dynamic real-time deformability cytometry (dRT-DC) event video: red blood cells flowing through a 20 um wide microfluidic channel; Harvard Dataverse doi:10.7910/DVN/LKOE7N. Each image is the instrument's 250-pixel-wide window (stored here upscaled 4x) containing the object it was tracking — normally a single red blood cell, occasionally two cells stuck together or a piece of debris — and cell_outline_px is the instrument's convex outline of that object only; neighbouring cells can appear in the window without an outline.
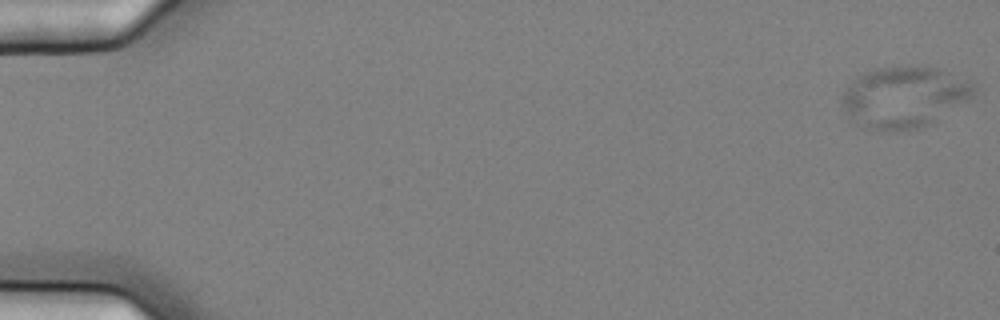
{"species": "common noctule bat (a hibernating species)", "species_latin": "Nyctalus noctula", "temperature_condition": "cold", "stored_images_in_passage": 57, "camera_frame_rate_fps": 3000, "um_per_image_px": 0.085, "animal": {"sex": "female", "body_mass_g": 25.1}, "frame": {"image": 1, "passage_image": 1, "time_ms": 0.0, "image_size_px": [1000, 320], "cell_outline_px": [[976, 88], [972, 96], [968, 100], [924, 124], [916, 128], [880, 132], [864, 128], [856, 124], [840, 104], [840, 96], [856, 76], [860, 72], [876, 68], [908, 64], [936, 68], [972, 80]], "centroid_in_image_um": [76.78, 8.2], "position_along_channel_um": 8.2, "area_um2": 47.22}}
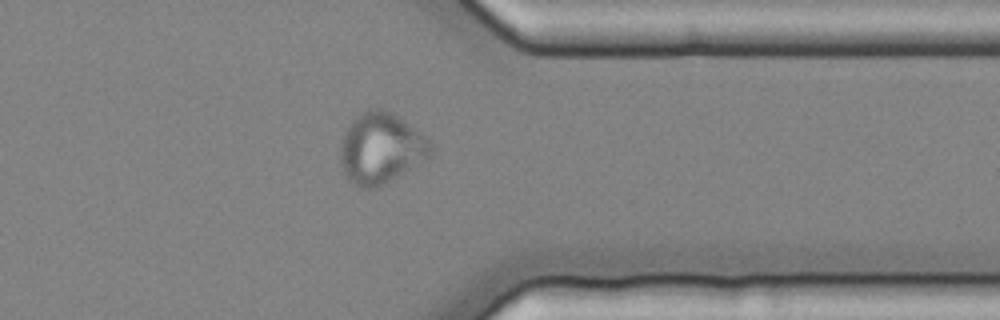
{"frame": {"image": 2, "passage_image": 46, "time_ms": 15.0, "image_size_px": [1000, 320], "cell_outline_px": [[436, 148], [432, 156], [388, 180], [372, 188], [364, 188], [352, 184], [348, 180], [340, 164], [340, 144], [344, 132], [348, 124], [360, 112], [368, 108], [380, 108], [392, 112], [428, 136]], "centroid_in_image_um": [32.39, 12.55], "position_along_channel_um": 379.0, "area_um2": 37.63}}
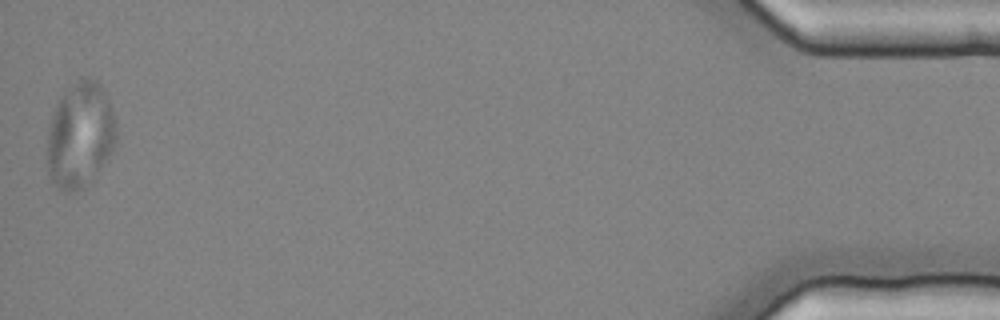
{"frame": {"image": 3, "passage_image": 57, "time_ms": 18.667, "image_size_px": [1000, 320], "cell_outline_px": [[116, 144], [108, 160], [96, 180], [84, 188], [76, 192], [64, 192], [52, 180], [48, 172], [48, 124], [52, 112], [60, 96], [80, 76], [88, 76], [96, 80], [100, 84], [112, 108], [116, 124]], "centroid_in_image_um": [6.84, 11.51], "position_along_channel_um": 428.4, "area_um2": 43.52}}